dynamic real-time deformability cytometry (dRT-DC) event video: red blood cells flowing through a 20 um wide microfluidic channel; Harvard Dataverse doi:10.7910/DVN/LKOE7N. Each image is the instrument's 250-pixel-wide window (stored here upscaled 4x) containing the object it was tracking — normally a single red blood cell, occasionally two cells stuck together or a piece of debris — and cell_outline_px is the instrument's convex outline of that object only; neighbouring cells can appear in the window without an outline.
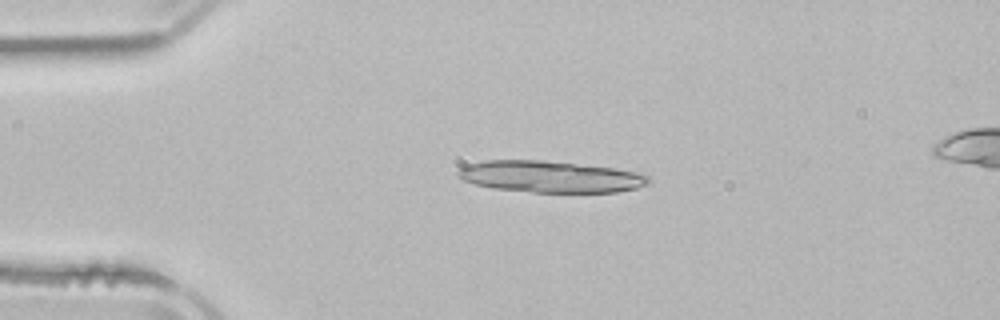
{"species": "common noctule bat (a hibernating species)", "species_latin": "Nyctalus noctula", "temperature_condition": "room temperature", "stored_images_in_passage": 5, "segment_of_instrument_passage": [1, 2], "camera_frame_rate_fps": 3000, "um_per_image_px": 0.085, "animal": {"sex": "male", "body_mass_g": 21.5, "forearm_length_mm": 52.0}, "frame": {"image": 1, "passage_image": 2, "time_ms": 1.0, "image_size_px": [1000, 320], "cell_outline_px": [[648, 184], [636, 188], [616, 192], [532, 192], [492, 188], [476, 184], [464, 180], [456, 176], [456, 172], [460, 168], [468, 164], [484, 160], [540, 160], [616, 168], [640, 172], [648, 176]], "centroid_in_image_um": [46.76, 15.01], "position_along_channel_um": 38.2, "area_um2": 35.03}}